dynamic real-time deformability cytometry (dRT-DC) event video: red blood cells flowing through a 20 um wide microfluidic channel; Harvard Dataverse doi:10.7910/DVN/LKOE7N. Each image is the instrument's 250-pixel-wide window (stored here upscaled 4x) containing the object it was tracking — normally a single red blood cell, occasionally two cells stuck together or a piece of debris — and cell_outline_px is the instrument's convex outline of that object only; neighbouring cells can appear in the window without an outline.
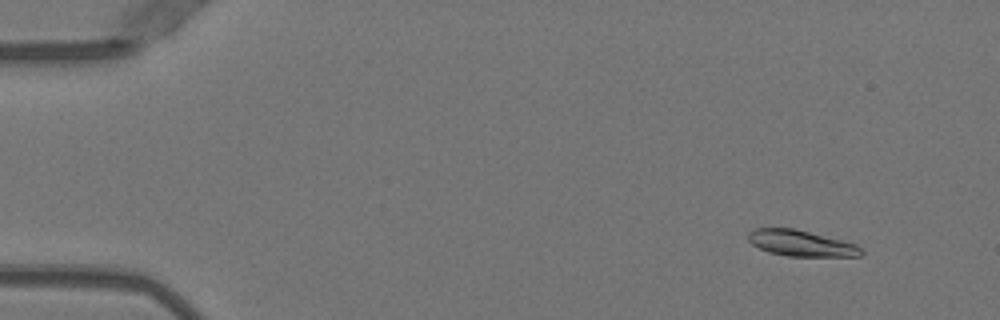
{"species": "Egyptian fruit bat (a non-hibernating species)", "species_latin": "Rousettus aegyptiacus", "temperature_condition": "warm", "stored_images_in_passage": 51, "camera_frame_rate_fps": 3000, "um_per_image_px": 0.085, "animal": {"sex": "female"}, "frame": {"image": 1, "passage_image": 5, "time_ms": 1.333, "image_size_px": [1000, 320], "cell_outline_px": [[864, 252], [860, 256], [788, 256], [768, 252], [752, 244], [748, 240], [748, 232], [756, 228], [792, 228], [856, 244]], "centroid_in_image_um": [68.05, 20.68], "position_along_channel_um": 16.9, "area_um2": 16.82}}
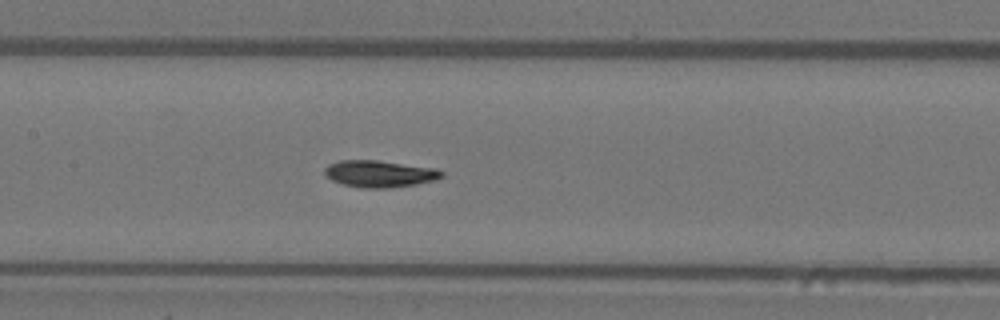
{"frame": {"image": 2, "passage_image": 25, "time_ms": 8.0, "image_size_px": [1000, 320], "cell_outline_px": [[444, 176], [436, 180], [416, 184], [388, 188], [364, 188], [344, 184], [332, 180], [324, 176], [324, 168], [328, 164], [340, 160], [376, 160], [436, 168], [444, 172]], "centroid_in_image_um": [32.26, 14.77], "position_along_channel_um": 175.1, "area_um2": 18.38}}
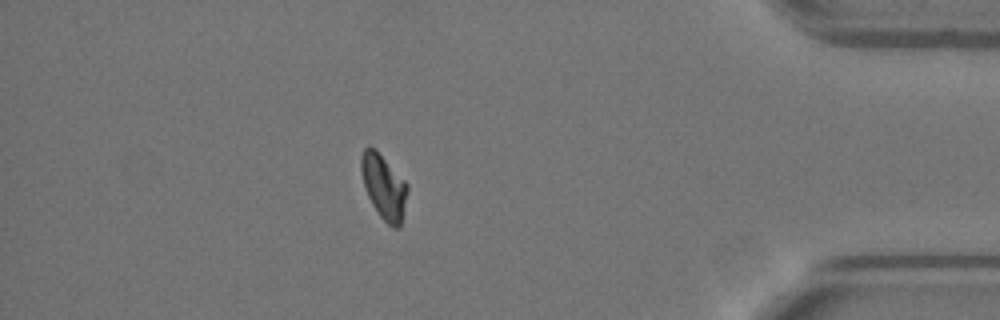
{"frame": {"image": 3, "passage_image": 45, "time_ms": 14.667, "image_size_px": [1000, 320], "cell_outline_px": [[408, 192], [400, 228], [392, 228], [380, 216], [372, 204], [364, 188], [360, 172], [360, 156], [364, 148], [368, 144], [376, 148], [408, 184]], "centroid_in_image_um": [32.6, 15.83], "position_along_channel_um": 402.6, "area_um2": 17.8}, "authors_computed_cell_mechanics": {"area_um2": 17.629, "velocity_mm_per_s": 4.0231, "shape_relaxation_time_tau1_ms": 5.5038, "shape_relaxation_time_tau2_ms": 3.3014, "deformation_change_tau1": 0.1923, "deformation_change_tau2": 0.0643}}